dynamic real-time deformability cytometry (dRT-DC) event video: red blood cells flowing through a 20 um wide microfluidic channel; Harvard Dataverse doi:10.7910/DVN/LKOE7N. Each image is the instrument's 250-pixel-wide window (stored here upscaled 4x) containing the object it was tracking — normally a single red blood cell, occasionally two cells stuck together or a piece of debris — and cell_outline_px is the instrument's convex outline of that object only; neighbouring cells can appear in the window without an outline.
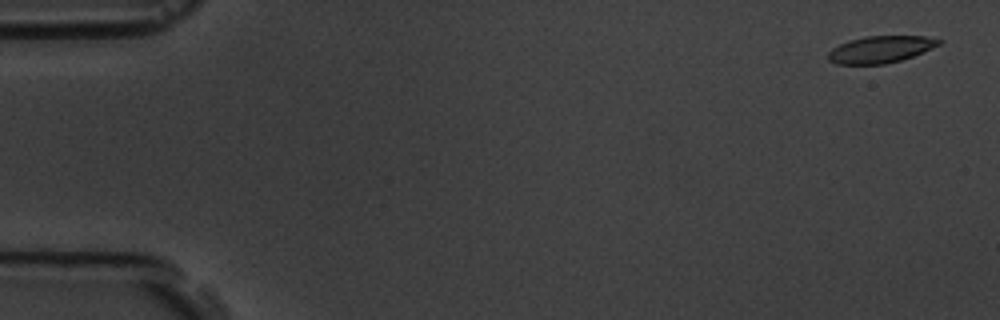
{"species": "common noctule bat (a hibernating species)", "species_latin": "Nyctalus noctula", "temperature_condition": "room temperature", "stored_images_in_passage": 6, "camera_frame_rate_fps": 3000, "um_per_image_px": 0.085, "animal": {"sex": "male", "body_mass_g": 19.5, "forearm_length_mm": 54.6}, "frame": {"image": 1, "passage_image": 1, "time_ms": 0.0, "image_size_px": [1000, 320], "cell_outline_px": [[944, 40], [940, 44], [912, 56], [900, 60], [884, 64], [836, 64], [828, 60], [828, 52], [832, 48], [848, 40], [864, 36], [924, 36]], "centroid_in_image_um": [74.81, 4.19], "position_along_channel_um": 10.2, "area_um2": 17.28}}
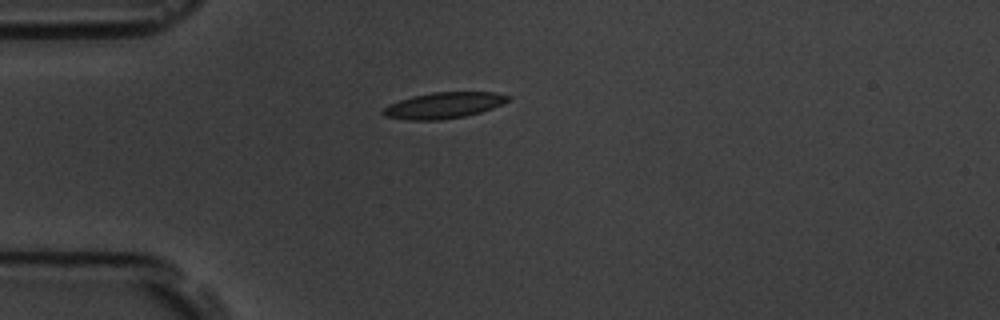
{"frame": {"image": 2, "passage_image": 4, "time_ms": 4.333, "image_size_px": [1000, 320], "cell_outline_px": [[512, 100], [492, 108], [480, 112], [464, 116], [440, 120], [408, 120], [384, 116], [380, 112], [388, 104], [412, 96], [432, 92], [496, 92], [512, 96]], "centroid_in_image_um": [37.73, 8.95], "position_along_channel_um": 47.3, "area_um2": 19.13}}
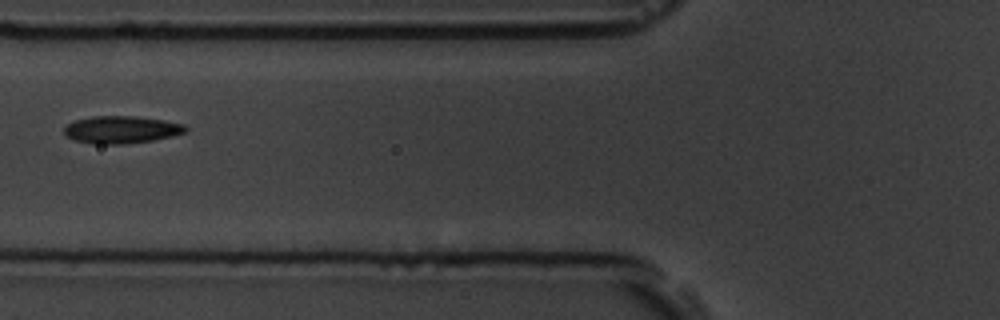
{"frame": {"image": 3, "passage_image": 6, "time_ms": 6.667, "image_size_px": [1000, 320], "cell_outline_px": [[188, 128], [184, 132], [172, 136], [152, 140], [124, 144], [92, 144], [72, 140], [64, 136], [64, 128], [68, 124], [76, 120], [92, 116], [136, 116], [164, 120], [184, 124]], "centroid_in_image_um": [10.27, 11.02], "position_along_channel_um": 115.5, "area_um2": 19.48}}